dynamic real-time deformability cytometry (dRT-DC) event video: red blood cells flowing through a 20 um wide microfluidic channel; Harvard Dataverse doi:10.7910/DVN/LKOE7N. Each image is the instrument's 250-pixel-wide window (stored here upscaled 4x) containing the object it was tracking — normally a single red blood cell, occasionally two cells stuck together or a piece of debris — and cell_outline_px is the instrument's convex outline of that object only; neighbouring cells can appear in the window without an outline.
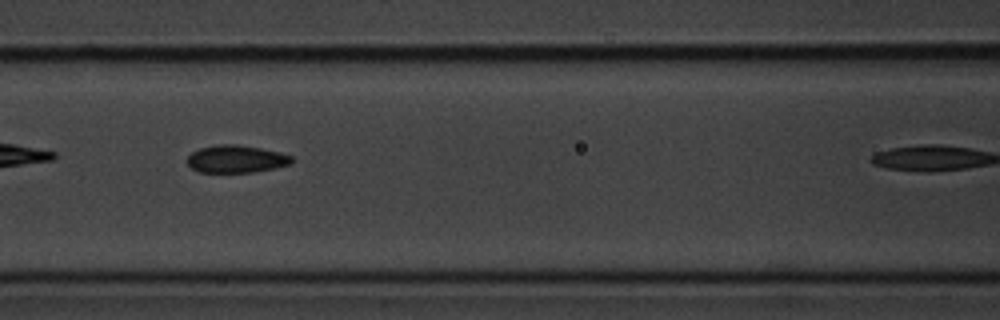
{"species": "common noctule bat (a hibernating species)", "species_latin": "Nyctalus noctula", "temperature_condition": "cold", "stored_images_in_passage": 6, "camera_frame_rate_fps": 3000, "um_per_image_px": 0.085, "animal": {"sex": "male", "body_mass_g": 20.1, "forearm_length_mm": 53.5}, "frame": {"image": 1, "passage_image": 5, "time_ms": 4.667, "image_size_px": [1000, 320], "cell_outline_px": [[292, 160], [288, 164], [276, 168], [256, 172], [200, 172], [192, 168], [188, 164], [188, 156], [192, 152], [200, 148], [220, 144], [236, 144], [260, 148], [280, 152], [292, 156]], "centroid_in_image_um": [20.08, 13.51], "position_along_channel_um": 146.5, "area_um2": 16.65}}